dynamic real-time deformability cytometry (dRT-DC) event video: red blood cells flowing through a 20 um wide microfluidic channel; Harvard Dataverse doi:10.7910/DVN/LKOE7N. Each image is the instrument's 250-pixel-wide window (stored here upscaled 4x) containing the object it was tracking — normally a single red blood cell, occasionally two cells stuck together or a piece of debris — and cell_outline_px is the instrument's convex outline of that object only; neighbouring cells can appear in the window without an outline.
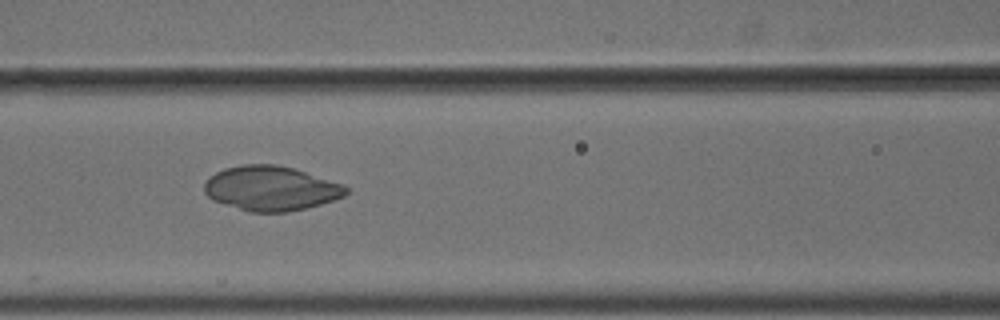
{"species": "common noctule bat (a hibernating species)", "species_latin": "Nyctalus noctula", "temperature_condition": "cold", "stored_images_in_passage": 10, "camera_frame_rate_fps": 3000, "um_per_image_px": 0.085, "animal": {"sex": "male", "body_mass_g": 18.8}, "frame": {"image": 1, "passage_image": 6, "time_ms": 1.667, "image_size_px": [1000, 320], "cell_outline_px": [[348, 192], [344, 196], [320, 204], [288, 212], [252, 212], [224, 204], [212, 200], [204, 192], [204, 184], [208, 176], [224, 168], [240, 164], [276, 164], [292, 168], [344, 184], [348, 188]], "centroid_in_image_um": [23.0, 16.0], "position_along_channel_um": 143.6, "area_um2": 36.82}}
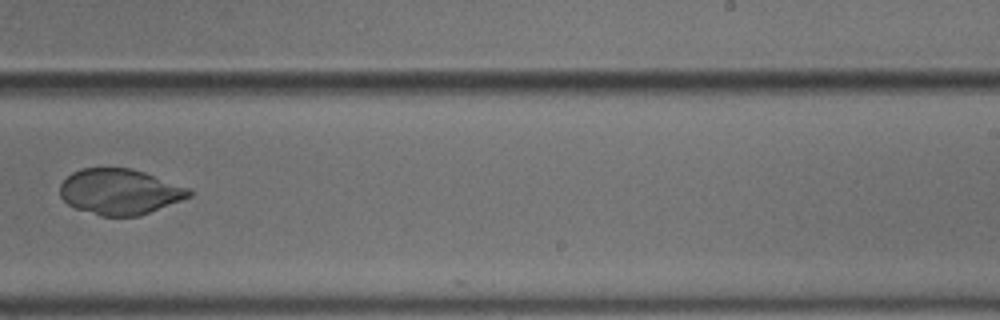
{"frame": {"image": 2, "passage_image": 9, "time_ms": 2.667, "image_size_px": [1000, 320], "cell_outline_px": [[192, 196], [140, 216], [100, 216], [76, 208], [68, 204], [60, 196], [60, 184], [72, 172], [80, 168], [132, 168], [144, 172], [188, 188], [192, 192]], "centroid_in_image_um": [10.16, 16.3], "position_along_channel_um": 278.8, "area_um2": 34.22}}
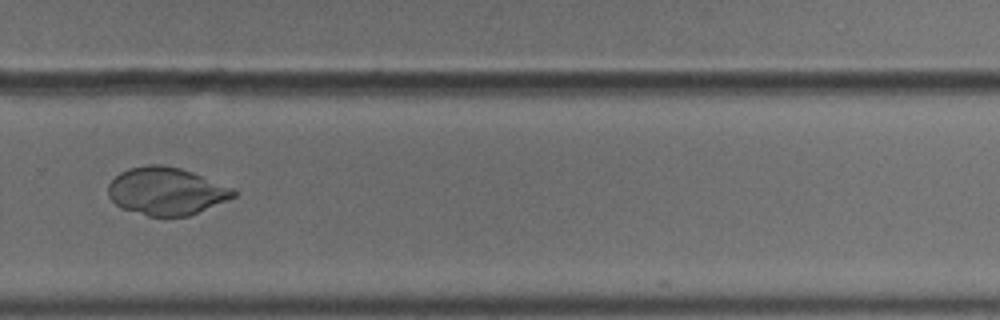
{"frame": {"image": 3, "passage_image": 10, "time_ms": 3.0, "image_size_px": [1000, 320], "cell_outline_px": [[240, 192], [236, 196], [228, 200], [188, 216], [148, 216], [120, 208], [108, 196], [108, 184], [120, 172], [128, 168], [148, 164], [160, 164], [180, 168], [192, 172], [236, 188]], "centroid_in_image_um": [14.16, 16.24], "position_along_channel_um": 315.6, "area_um2": 35.08}}